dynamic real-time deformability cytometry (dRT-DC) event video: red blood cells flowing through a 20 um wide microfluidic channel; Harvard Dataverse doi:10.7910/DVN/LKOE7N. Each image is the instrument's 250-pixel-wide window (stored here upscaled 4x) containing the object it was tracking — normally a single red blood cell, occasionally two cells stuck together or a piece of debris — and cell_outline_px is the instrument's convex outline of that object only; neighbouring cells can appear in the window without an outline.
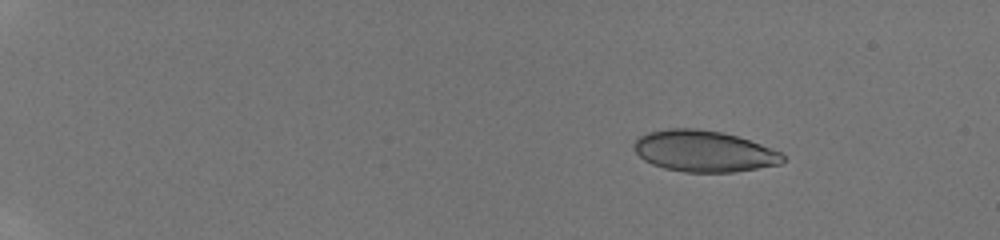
{"species": "human", "species_latin": "Homo sapiens", "temperature_condition": "room temperature", "stored_images_in_passage": 41, "camera_frame_rate_fps": 3000, "um_per_image_px": 0.085, "donor": {"sex": "male"}, "frame": {"image": 1, "passage_image": 5, "time_ms": 3.0, "image_size_px": [1000, 240], "cell_outline_px": [[784, 160], [780, 164], [732, 172], [684, 172], [664, 168], [652, 164], [644, 160], [636, 152], [636, 140], [640, 136], [648, 132], [668, 128], [696, 128], [720, 132], [736, 136], [760, 144], [780, 152], [784, 156]], "centroid_in_image_um": [59.82, 12.85], "position_along_channel_um": 25.2, "area_um2": 35.37}}
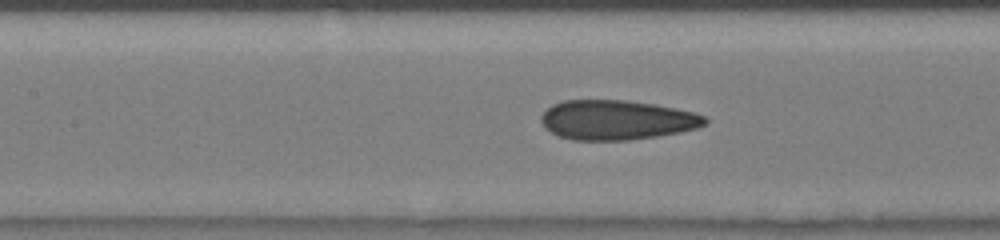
{"frame": {"image": 2, "passage_image": 23, "time_ms": 9.667, "image_size_px": [1000, 240], "cell_outline_px": [[708, 124], [696, 128], [680, 132], [656, 136], [628, 140], [572, 140], [560, 136], [544, 128], [540, 120], [540, 116], [552, 104], [564, 100], [624, 100], [652, 104], [676, 108], [692, 112], [704, 116], [708, 120]], "centroid_in_image_um": [52.4, 10.2], "position_along_channel_um": 155.0, "area_um2": 37.8}}
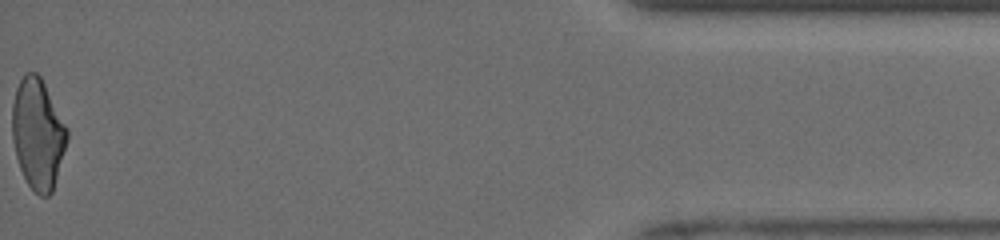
{"frame": {"image": 3, "passage_image": 41, "time_ms": 18.0, "image_size_px": [1000, 240], "cell_outline_px": [[68, 140], [52, 192], [48, 196], [40, 196], [28, 184], [20, 168], [16, 156], [12, 140], [12, 104], [16, 88], [24, 72], [36, 72], [40, 76], [68, 128]], "centroid_in_image_um": [3.21, 11.36], "position_along_channel_um": 432.0, "area_um2": 35.32}, "authors_computed_cell_mechanics": {"area_um2": 37.0498, "velocity_mm_per_s": 4.1351, "shape_relaxation_time_tau1_ms": null, "shape_relaxation_time_tau2_ms": 1.3096, "deformation_change_tau1": null, "deformation_change_tau2": 0.0644}}